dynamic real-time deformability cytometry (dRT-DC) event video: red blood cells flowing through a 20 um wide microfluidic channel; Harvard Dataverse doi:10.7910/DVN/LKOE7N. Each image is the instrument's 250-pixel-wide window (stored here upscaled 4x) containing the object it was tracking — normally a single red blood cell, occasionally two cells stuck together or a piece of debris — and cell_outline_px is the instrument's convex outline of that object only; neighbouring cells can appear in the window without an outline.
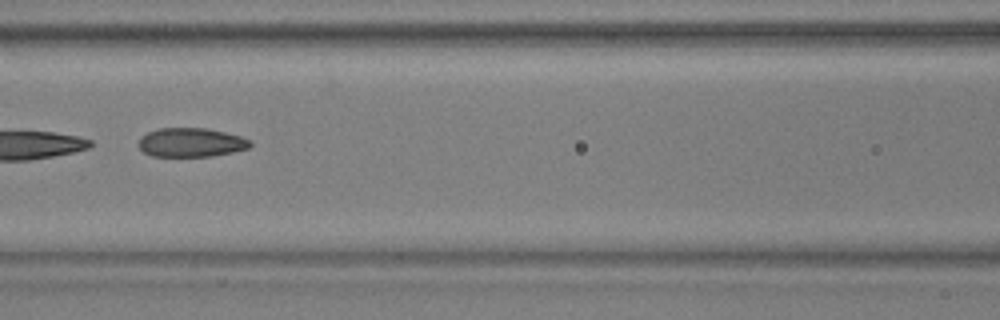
{"species": "common noctule bat (a hibernating species)", "species_latin": "Nyctalus noctula", "temperature_condition": "warm", "stored_images_in_passage": 28, "segment_of_instrument_passage": [2, 2], "camera_frame_rate_fps": 3000, "um_per_image_px": 0.085, "animal": {"sex": "male", "body_mass_g": 17.9, "forearm_length_mm": 54.2}, "frame": {"image": 1, "passage_image": 24, "time_ms": 7.667, "image_size_px": [1000, 320], "cell_outline_px": [[252, 144], [248, 148], [232, 152], [212, 156], [152, 156], [144, 152], [140, 148], [140, 136], [148, 132], [160, 128], [204, 128], [224, 132], [240, 136], [248, 140]], "centroid_in_image_um": [16.22, 12.11], "position_along_channel_um": 150.4, "area_um2": 18.61}}